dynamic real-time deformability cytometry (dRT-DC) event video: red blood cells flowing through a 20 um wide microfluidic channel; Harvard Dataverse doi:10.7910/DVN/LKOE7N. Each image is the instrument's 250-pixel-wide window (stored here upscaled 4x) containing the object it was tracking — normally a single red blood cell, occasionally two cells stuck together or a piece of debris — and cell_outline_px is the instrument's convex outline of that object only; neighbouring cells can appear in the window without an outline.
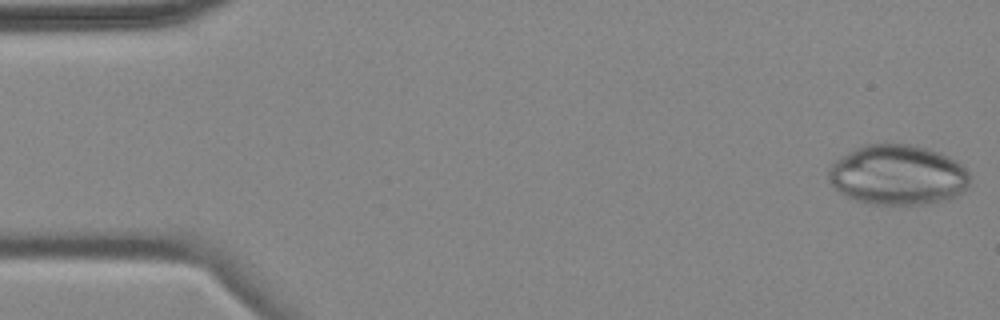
{"species": "common noctule bat (a hibernating species)", "species_latin": "Nyctalus noctula", "temperature_condition": "cold", "stored_images_in_passage": 5, "camera_frame_rate_fps": 3000, "um_per_image_px": 0.085, "animal": {"sex": "female", "body_mass_g": 18.4}, "frame": {"image": 1, "passage_image": 1, "time_ms": 0.0, "image_size_px": [1000, 320], "cell_outline_px": [[968, 188], [964, 192], [948, 200], [928, 204], [868, 204], [856, 200], [840, 192], [828, 180], [828, 168], [836, 160], [848, 152], [864, 144], [916, 144], [940, 152], [956, 160], [968, 172]], "centroid_in_image_um": [76.33, 14.87], "position_along_channel_um": 8.7, "area_um2": 49.77}}